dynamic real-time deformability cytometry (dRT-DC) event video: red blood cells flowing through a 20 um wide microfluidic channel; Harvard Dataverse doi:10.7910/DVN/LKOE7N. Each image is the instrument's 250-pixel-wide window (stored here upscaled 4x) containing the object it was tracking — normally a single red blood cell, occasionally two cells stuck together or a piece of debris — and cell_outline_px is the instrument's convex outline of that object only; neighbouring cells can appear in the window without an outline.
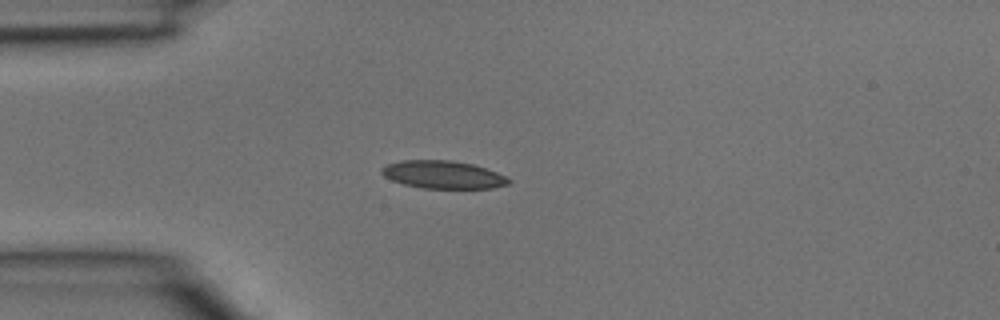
{"species": "common noctule bat (a hibernating species)", "species_latin": "Nyctalus noctula", "temperature_condition": "room temperature", "stored_images_in_passage": 1, "camera_frame_rate_fps": 3000, "um_per_image_px": 0.085, "animal": {"sex": "male", "body_mass_g": 15.6}, "frame": {"image": 1, "passage_image": 1, "time_ms": 0.0, "image_size_px": [1000, 320], "cell_outline_px": [[512, 180], [508, 184], [492, 188], [424, 188], [404, 184], [392, 180], [384, 176], [380, 172], [380, 168], [388, 164], [400, 160], [452, 160], [472, 164], [496, 172]], "centroid_in_image_um": [37.63, 14.84], "position_along_channel_um": 47.4, "area_um2": 20.46}}